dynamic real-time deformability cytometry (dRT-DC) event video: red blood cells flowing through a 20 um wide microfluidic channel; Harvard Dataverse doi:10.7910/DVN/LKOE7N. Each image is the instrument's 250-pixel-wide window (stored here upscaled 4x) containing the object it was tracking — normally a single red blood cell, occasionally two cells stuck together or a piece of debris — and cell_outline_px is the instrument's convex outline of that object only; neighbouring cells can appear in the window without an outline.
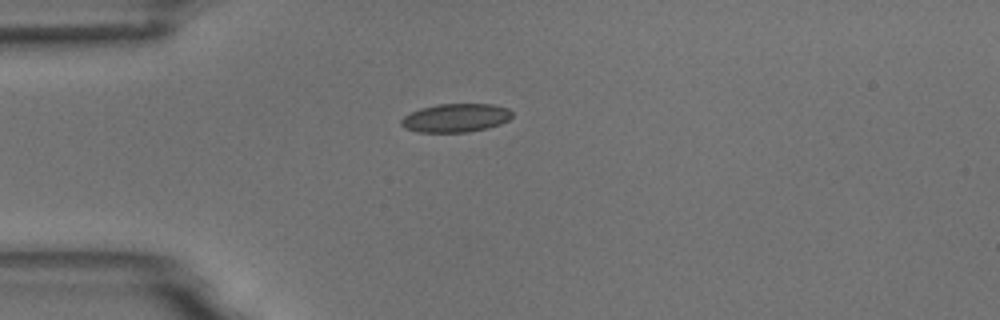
{"species": "common noctule bat (a hibernating species)", "species_latin": "Nyctalus noctula", "temperature_condition": "room temperature", "stored_images_in_passage": 3, "camera_frame_rate_fps": 3000, "um_per_image_px": 0.085, "animal": {"sex": "male", "body_mass_g": 18.8}, "frame": {"image": 1, "passage_image": 1, "time_ms": 0.0, "image_size_px": [1000, 320], "cell_outline_px": [[512, 116], [508, 120], [500, 124], [488, 128], [468, 132], [416, 132], [404, 128], [400, 124], [400, 120], [404, 116], [420, 108], [436, 104], [492, 104], [508, 108], [512, 112]], "centroid_in_image_um": [38.72, 10.02], "position_along_channel_um": 46.3, "area_um2": 18.55}}
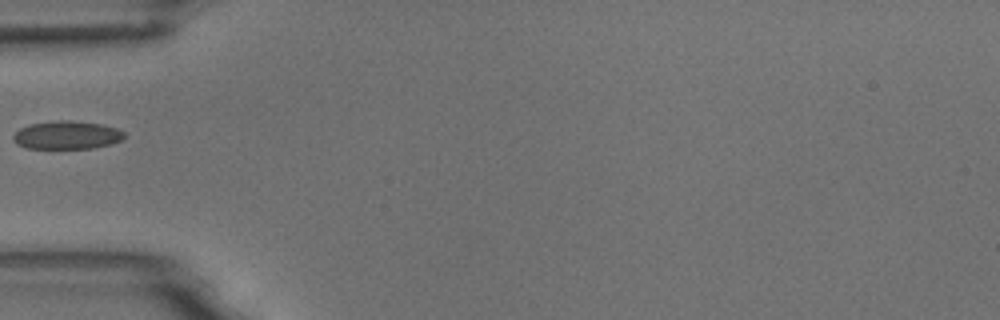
{"frame": {"image": 2, "passage_image": 2, "time_ms": 1.333, "image_size_px": [1000, 320], "cell_outline_px": [[124, 136], [120, 140], [112, 144], [92, 148], [28, 148], [16, 144], [12, 140], [12, 136], [20, 128], [28, 124], [56, 120], [68, 120], [100, 124], [116, 128], [124, 132]], "centroid_in_image_um": [5.64, 11.48], "position_along_channel_um": 79.4, "area_um2": 18.21}}